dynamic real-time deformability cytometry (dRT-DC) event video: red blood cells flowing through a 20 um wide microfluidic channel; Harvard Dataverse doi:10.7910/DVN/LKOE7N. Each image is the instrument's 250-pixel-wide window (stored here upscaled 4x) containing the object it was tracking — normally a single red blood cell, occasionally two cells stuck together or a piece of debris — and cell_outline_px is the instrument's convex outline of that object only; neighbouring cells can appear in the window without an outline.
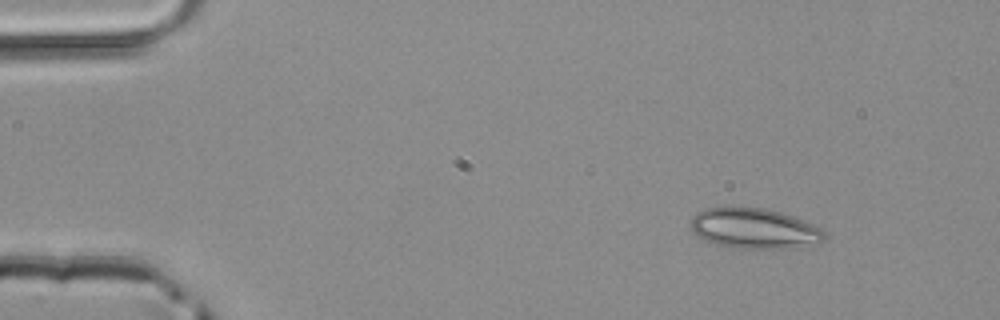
{"species": "common noctule bat (a hibernating species)", "species_latin": "Nyctalus noctula", "temperature_condition": "room temperature", "stored_images_in_passage": 49, "camera_frame_rate_fps": 3000, "um_per_image_px": 0.085, "animal": {"sex": "male", "body_mass_g": 20.4}, "frame": {"image": 1, "passage_image": 6, "time_ms": 1.667, "image_size_px": [1000, 320], "cell_outline_px": [[824, 240], [800, 248], [728, 248], [716, 244], [700, 236], [692, 228], [692, 216], [696, 212], [704, 208], [724, 204], [764, 208], [780, 212], [804, 220], [820, 228], [824, 232]], "centroid_in_image_um": [64.08, 19.38], "position_along_channel_um": 20.9, "area_um2": 31.91}}
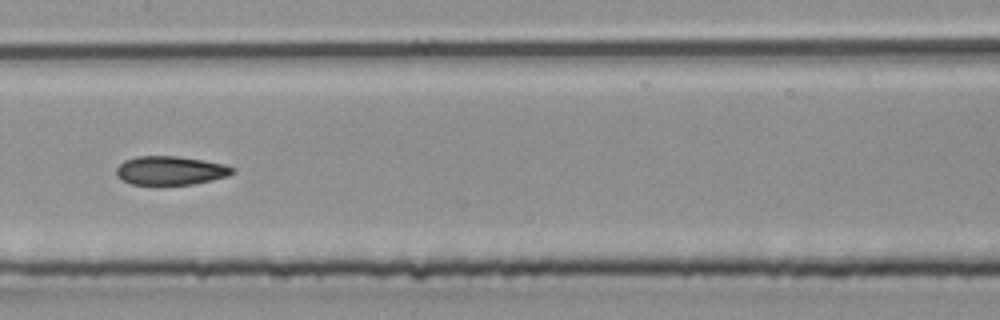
{"frame": {"image": 2, "passage_image": 25, "time_ms": 8.0, "image_size_px": [1000, 320], "cell_outline_px": [[236, 172], [228, 176], [212, 180], [192, 184], [132, 184], [116, 176], [116, 168], [124, 160], [136, 156], [176, 156], [204, 160], [224, 164], [236, 168]], "centroid_in_image_um": [14.52, 14.48], "position_along_channel_um": 192.9, "area_um2": 19.48}}
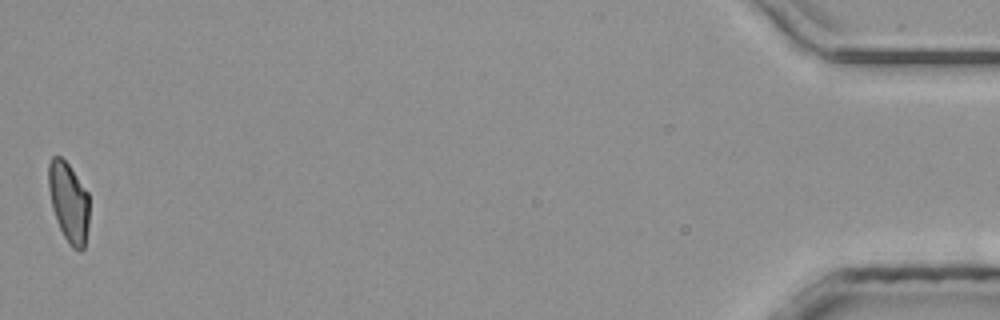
{"frame": {"image": 3, "passage_image": 49, "time_ms": 16.0, "image_size_px": [1000, 320], "cell_outline_px": [[88, 228], [84, 248], [80, 252], [72, 248], [68, 244], [56, 220], [52, 208], [48, 188], [48, 164], [52, 156], [60, 156], [68, 164], [88, 192]], "centroid_in_image_um": [5.83, 17.2], "position_along_channel_um": 429.4, "area_um2": 19.07}}